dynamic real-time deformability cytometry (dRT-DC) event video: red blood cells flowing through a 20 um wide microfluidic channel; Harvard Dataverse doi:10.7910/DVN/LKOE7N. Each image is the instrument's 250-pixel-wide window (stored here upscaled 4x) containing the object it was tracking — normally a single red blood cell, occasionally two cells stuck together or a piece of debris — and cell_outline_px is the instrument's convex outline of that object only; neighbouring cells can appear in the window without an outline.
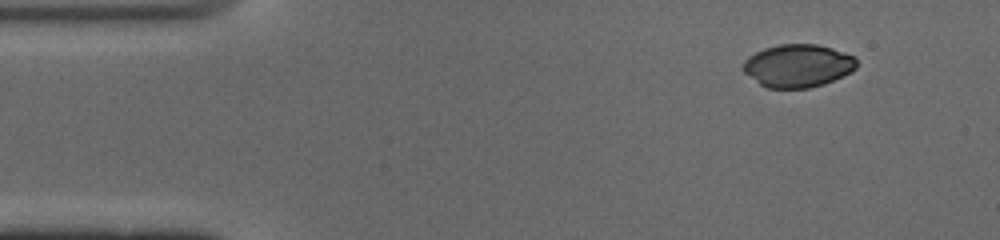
{"species": "common noctule bat (a hibernating species)", "species_latin": "Nyctalus noctula", "temperature_condition": "cold", "stored_images_in_passage": 47, "camera_frame_rate_fps": 3000, "um_per_image_px": 0.085, "animal": {"sex": "male", "body_mass_g": 19.0, "forearm_length_mm": 50.8}, "frame": {"image": 1, "passage_image": 1, "time_ms": 0.0, "image_size_px": [1000, 240], "cell_outline_px": [[856, 68], [824, 84], [808, 88], [768, 88], [760, 84], [744, 72], [740, 68], [744, 60], [748, 56], [764, 48], [780, 44], [816, 44], [832, 48], [856, 56]], "centroid_in_image_um": [67.78, 5.58], "position_along_channel_um": 17.2, "area_um2": 28.32}}
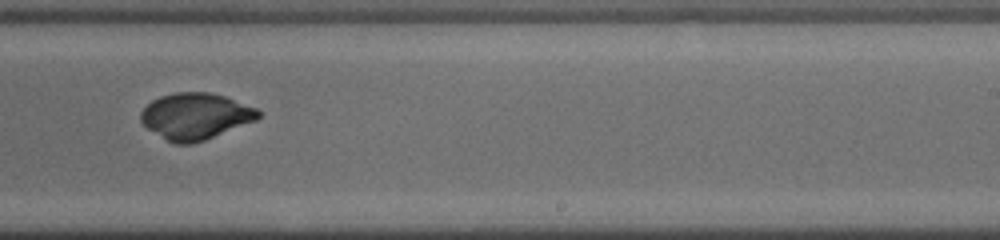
{"frame": {"image": 2, "passage_image": 27, "time_ms": 8.667, "image_size_px": [1000, 240], "cell_outline_px": [[260, 116], [256, 120], [204, 140], [192, 144], [172, 144], [148, 128], [140, 120], [140, 112], [152, 100], [160, 96], [172, 92], [212, 92], [224, 96], [256, 108], [260, 112]], "centroid_in_image_um": [16.59, 9.87], "position_along_channel_um": 272.4, "area_um2": 31.62}}
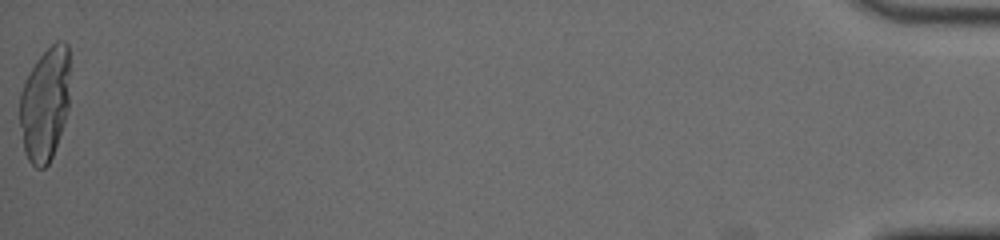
{"frame": {"image": 3, "passage_image": 47, "time_ms": 15.333, "image_size_px": [1000, 240], "cell_outline_px": [[68, 108], [52, 156], [48, 164], [44, 168], [36, 168], [28, 160], [24, 152], [20, 124], [20, 92], [36, 60], [56, 40], [64, 40], [68, 44]], "centroid_in_image_um": [3.81, 8.84], "position_along_channel_um": 431.4, "area_um2": 32.83}}